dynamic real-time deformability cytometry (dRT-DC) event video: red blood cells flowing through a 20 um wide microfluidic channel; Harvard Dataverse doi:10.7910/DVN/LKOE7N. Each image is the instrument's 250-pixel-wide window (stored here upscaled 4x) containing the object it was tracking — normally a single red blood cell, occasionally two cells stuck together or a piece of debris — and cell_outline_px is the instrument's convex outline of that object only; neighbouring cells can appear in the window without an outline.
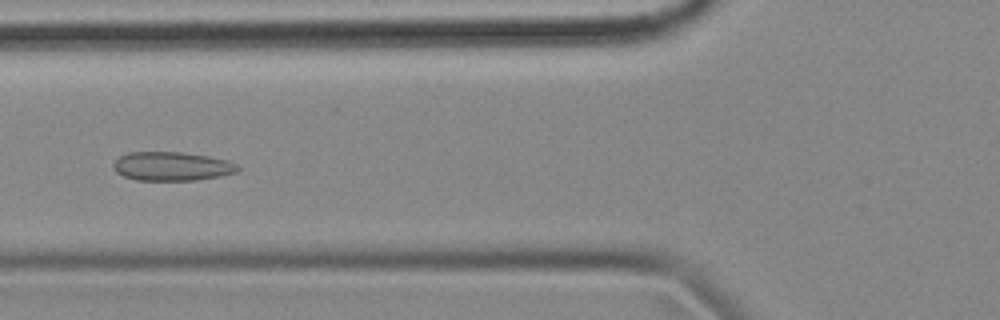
{"species": "common noctule bat (a hibernating species)", "species_latin": "Nyctalus noctula", "temperature_condition": "cold", "stored_images_in_passage": 6, "camera_frame_rate_fps": 3000, "um_per_image_px": 0.085, "animal": {"sex": "female", "body_mass_g": 18.4}, "frame": {"image": 1, "passage_image": 5, "time_ms": 1.333, "image_size_px": [1000, 320], "cell_outline_px": [[240, 168], [236, 172], [220, 176], [196, 180], [136, 180], [124, 176], [116, 172], [112, 168], [112, 164], [120, 156], [128, 152], [180, 152], [208, 156], [228, 160], [236, 164]], "centroid_in_image_um": [14.59, 14.13], "position_along_channel_um": 111.2, "area_um2": 20.92}}
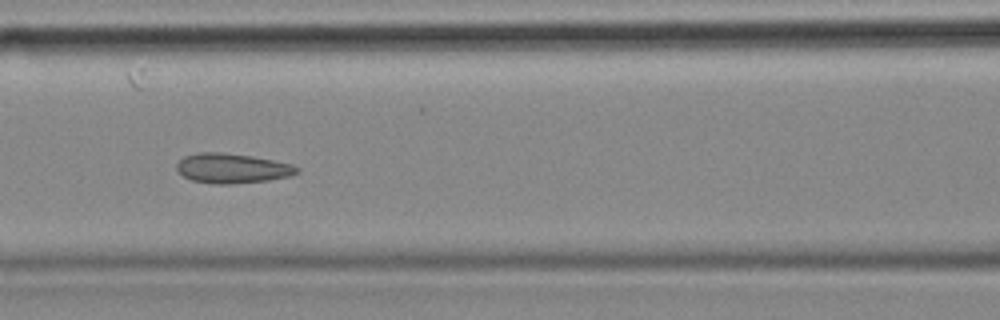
{"frame": {"image": 2, "passage_image": 6, "time_ms": 1.667, "image_size_px": [1000, 320], "cell_outline_px": [[300, 172], [292, 176], [268, 180], [232, 184], [216, 184], [192, 180], [184, 176], [176, 168], [176, 164], [184, 156], [200, 152], [220, 152], [252, 156], [292, 164], [300, 168]], "centroid_in_image_um": [19.77, 14.3], "position_along_channel_um": 146.8, "area_um2": 20.87}}